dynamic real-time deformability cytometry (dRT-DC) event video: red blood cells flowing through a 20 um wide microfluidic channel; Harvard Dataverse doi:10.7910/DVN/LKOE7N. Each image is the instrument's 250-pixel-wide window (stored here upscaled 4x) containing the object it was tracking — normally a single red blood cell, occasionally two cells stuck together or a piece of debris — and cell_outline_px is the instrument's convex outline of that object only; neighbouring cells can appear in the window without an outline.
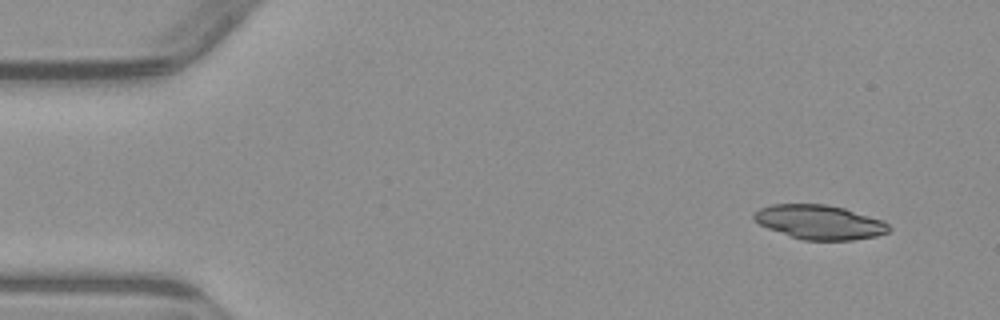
{"species": "common noctule bat (a hibernating species)", "species_latin": "Nyctalus noctula", "temperature_condition": "warm", "stored_images_in_passage": 4, "camera_frame_rate_fps": 3000, "um_per_image_px": 0.085, "animal": {"sex": "male", "body_mass_g": 23.1, "forearm_length_mm": 52.7}, "frame": {"image": 1, "passage_image": 1, "time_ms": 0.0, "image_size_px": [1000, 320], "cell_outline_px": [[892, 228], [888, 232], [876, 236], [852, 240], [804, 240], [768, 228], [752, 220], [752, 216], [760, 208], [772, 204], [824, 204], [844, 208], [884, 220]], "centroid_in_image_um": [69.68, 18.88], "position_along_channel_um": 15.3, "area_um2": 26.88}}